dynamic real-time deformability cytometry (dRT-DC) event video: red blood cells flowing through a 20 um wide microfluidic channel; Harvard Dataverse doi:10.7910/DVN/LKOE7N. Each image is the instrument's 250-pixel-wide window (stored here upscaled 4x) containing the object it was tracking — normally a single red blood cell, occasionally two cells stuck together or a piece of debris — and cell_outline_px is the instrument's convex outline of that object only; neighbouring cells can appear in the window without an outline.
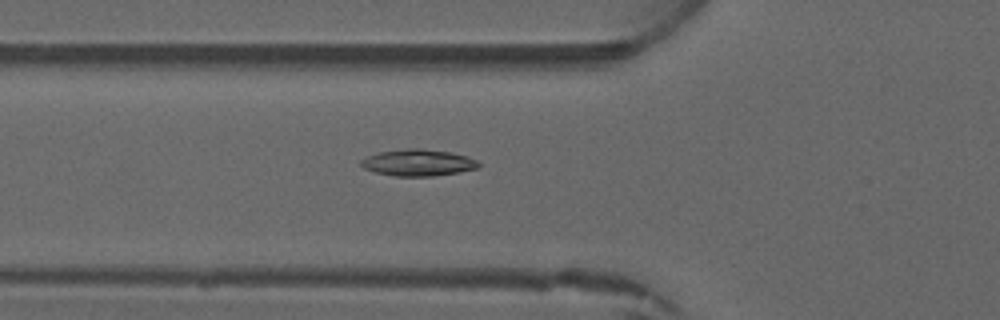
{"species": "common noctule bat (a hibernating species)", "species_latin": "Nyctalus noctula", "temperature_condition": "warm", "stored_images_in_passage": 4, "camera_frame_rate_fps": 3000, "um_per_image_px": 0.085, "animal": {"sex": "male", "forearm_length_mm": 52.5}, "frame": {"image": 1, "passage_image": 4, "time_ms": 3.333, "image_size_px": [1000, 320], "cell_outline_px": [[480, 168], [460, 172], [432, 176], [392, 176], [376, 172], [364, 168], [360, 164], [360, 160], [368, 156], [380, 152], [408, 148], [420, 148], [448, 152], [468, 156], [476, 160], [480, 164]], "centroid_in_image_um": [35.56, 13.83], "position_along_channel_um": 90.2, "area_um2": 18.21}}